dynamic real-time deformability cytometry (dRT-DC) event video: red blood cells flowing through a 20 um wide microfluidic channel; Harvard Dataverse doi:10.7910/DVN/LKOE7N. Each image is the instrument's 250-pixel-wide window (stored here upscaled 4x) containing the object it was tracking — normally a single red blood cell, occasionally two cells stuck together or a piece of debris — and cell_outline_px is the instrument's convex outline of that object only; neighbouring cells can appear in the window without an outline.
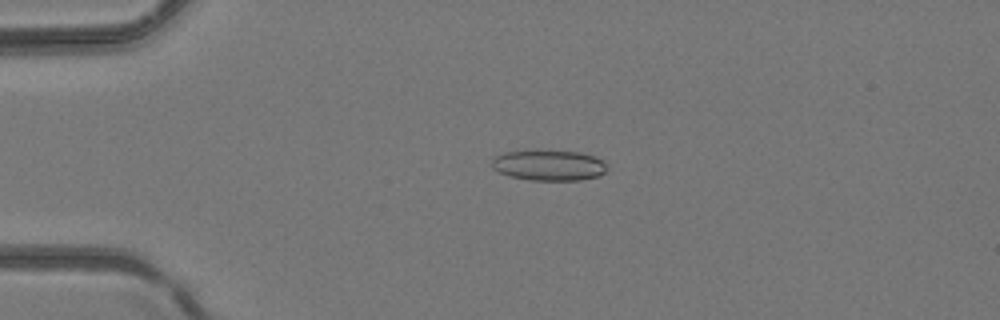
{"species": "common noctule bat (a hibernating species)", "species_latin": "Nyctalus noctula", "temperature_condition": "room temperature", "stored_images_in_passage": 48, "camera_frame_rate_fps": 3000, "um_per_image_px": 0.085, "animal": {"sex": "female", "body_mass_g": 24.6, "forearm_length_mm": 56.2}, "frame": {"image": 1, "passage_image": 11, "time_ms": 3.333, "image_size_px": [1000, 320], "cell_outline_px": [[604, 172], [600, 176], [580, 180], [532, 180], [512, 176], [500, 172], [492, 168], [492, 160], [496, 156], [504, 152], [536, 148], [580, 152], [596, 156], [604, 160]], "centroid_in_image_um": [46.65, 14.0], "position_along_channel_um": 38.4, "area_um2": 21.04}}
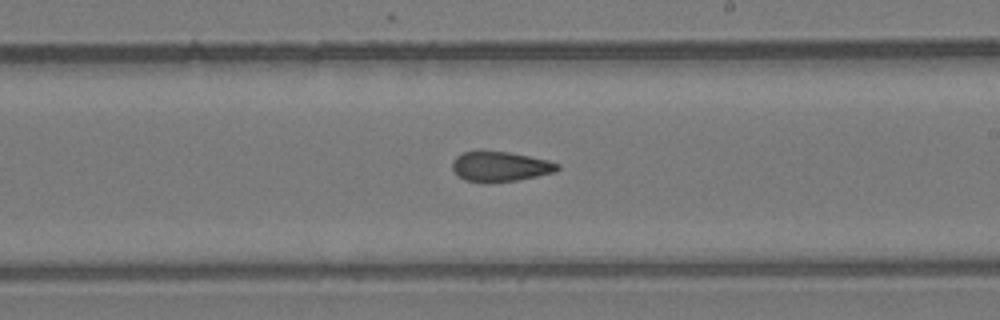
{"frame": {"image": 2, "passage_image": 28, "time_ms": 9.0, "image_size_px": [1000, 320], "cell_outline_px": [[560, 168], [556, 172], [516, 180], [488, 184], [484, 184], [464, 180], [452, 168], [452, 160], [456, 156], [464, 152], [508, 152], [548, 160], [560, 164]], "centroid_in_image_um": [42.52, 14.18], "position_along_channel_um": 246.5, "area_um2": 18.38}}
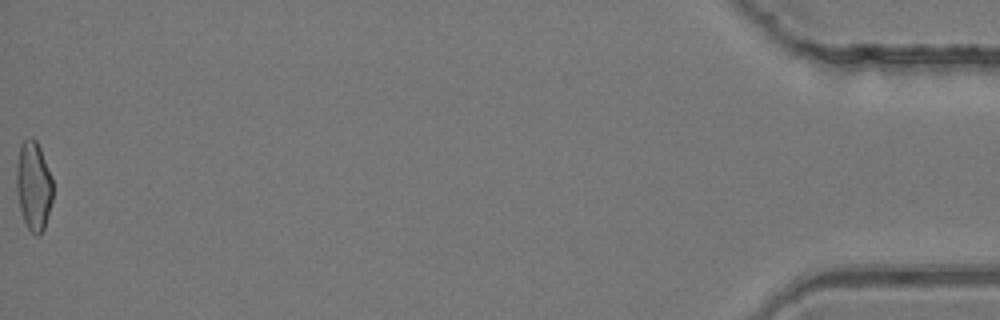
{"frame": {"image": 3, "passage_image": 48, "time_ms": 15.667, "image_size_px": [1000, 320], "cell_outline_px": [[52, 200], [44, 228], [40, 236], [36, 236], [28, 228], [24, 220], [20, 208], [16, 192], [16, 164], [20, 144], [28, 136], [32, 136], [36, 140], [40, 148], [52, 180]], "centroid_in_image_um": [2.83, 15.77], "position_along_channel_um": 432.4, "area_um2": 18.9}}